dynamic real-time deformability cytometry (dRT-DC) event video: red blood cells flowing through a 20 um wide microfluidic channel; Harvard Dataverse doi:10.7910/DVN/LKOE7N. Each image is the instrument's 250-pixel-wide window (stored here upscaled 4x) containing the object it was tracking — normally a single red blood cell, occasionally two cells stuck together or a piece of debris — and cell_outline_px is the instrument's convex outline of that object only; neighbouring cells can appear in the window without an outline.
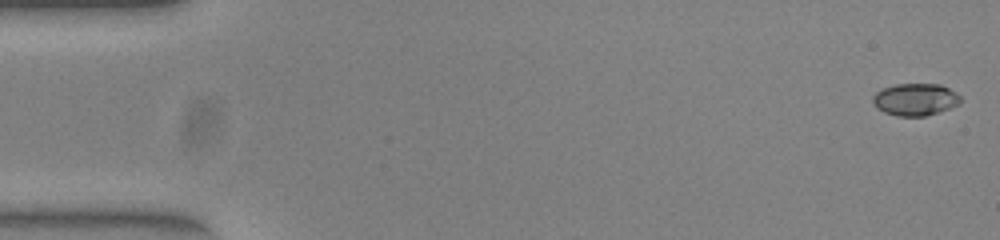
{"species": "common noctule bat (a hibernating species)", "species_latin": "Nyctalus noctula", "temperature_condition": "warm", "stored_images_in_passage": 52, "camera_frame_rate_fps": 3000, "um_per_image_px": 0.085, "animal": {"sex": "female", "body_mass_g": 23.0, "forearm_length_mm": 53.4}, "frame": {"image": 1, "passage_image": 1, "time_ms": 0.0, "image_size_px": [1000, 240], "cell_outline_px": [[960, 104], [924, 116], [896, 116], [884, 112], [876, 108], [872, 100], [872, 96], [876, 92], [884, 88], [896, 84], [940, 84], [956, 92], [960, 96]], "centroid_in_image_um": [77.78, 8.45], "position_along_channel_um": 7.2, "area_um2": 16.36}}
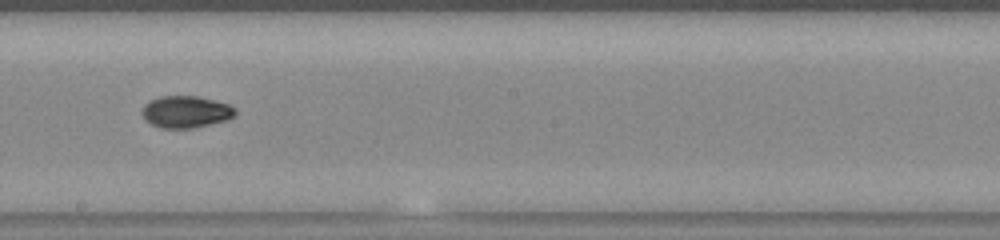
{"frame": {"image": 2, "passage_image": 29, "time_ms": 9.333, "image_size_px": [1000, 240], "cell_outline_px": [[236, 112], [228, 120], [192, 128], [160, 128], [144, 120], [140, 112], [144, 104], [160, 96], [196, 96], [228, 104], [236, 108]], "centroid_in_image_um": [15.76, 9.51], "position_along_channel_um": 232.4, "area_um2": 17.34}}
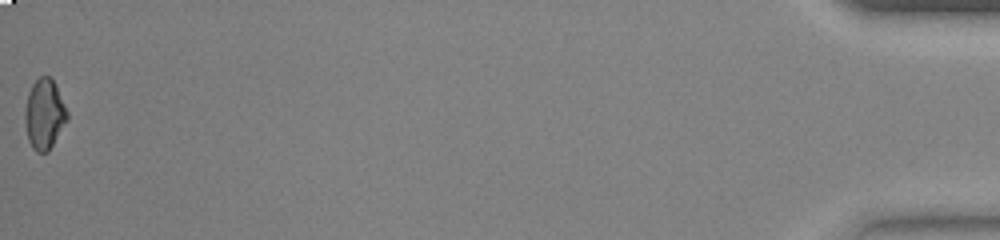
{"frame": {"image": 3, "passage_image": 52, "time_ms": 17.0, "image_size_px": [1000, 240], "cell_outline_px": [[68, 120], [48, 152], [36, 152], [32, 148], [28, 140], [24, 120], [24, 112], [28, 92], [32, 84], [40, 76], [48, 76], [56, 84], [68, 112]], "centroid_in_image_um": [3.77, 9.71], "position_along_channel_um": 431.4, "area_um2": 17.46}, "authors_computed_cell_mechanics": {"area_um2": 16.9354, "velocity_mm_per_s": 3.956, "shape_relaxation_time_tau1_ms": 8.1249, "shape_relaxation_time_tau2_ms": 2.3928, "deformation_change_tau1": 0.1888, "deformation_change_tau2": 0.0462}}